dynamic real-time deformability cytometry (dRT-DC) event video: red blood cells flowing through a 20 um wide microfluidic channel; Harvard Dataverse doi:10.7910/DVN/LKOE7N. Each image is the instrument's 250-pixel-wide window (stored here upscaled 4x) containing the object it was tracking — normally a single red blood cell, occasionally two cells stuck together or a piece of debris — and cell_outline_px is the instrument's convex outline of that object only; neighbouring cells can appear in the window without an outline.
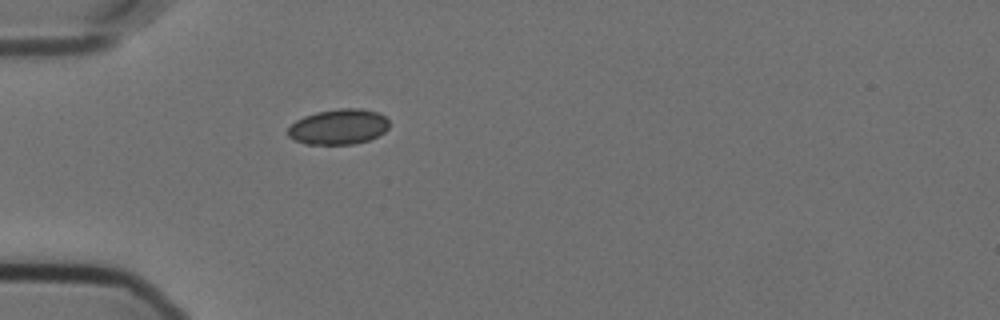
{"species": "Egyptian fruit bat (a non-hibernating species)", "species_latin": "Rousettus aegyptiacus", "temperature_condition": "cold", "stored_images_in_passage": 41, "camera_frame_rate_fps": 3000, "um_per_image_px": 0.085, "animal": {"sex": "female"}, "frame": {"image": 1, "passage_image": 1, "time_ms": 0.0, "image_size_px": [1000, 320], "cell_outline_px": [[388, 128], [384, 132], [368, 140], [352, 144], [304, 144], [292, 140], [288, 136], [288, 128], [296, 120], [304, 116], [316, 112], [340, 108], [360, 108], [376, 112], [384, 116], [388, 120]], "centroid_in_image_um": [28.74, 10.78], "position_along_channel_um": 56.3, "area_um2": 20.87}}
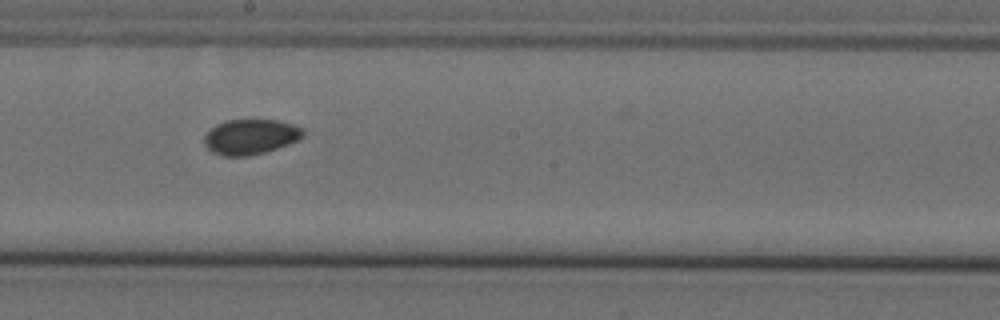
{"frame": {"image": 2, "passage_image": 16, "time_ms": 5.0, "image_size_px": [1000, 320], "cell_outline_px": [[304, 136], [300, 140], [264, 152], [248, 156], [224, 156], [212, 152], [204, 144], [204, 136], [216, 124], [228, 120], [276, 120], [292, 124], [304, 128]], "centroid_in_image_um": [21.31, 11.63], "position_along_channel_um": 226.9, "area_um2": 20.23}}
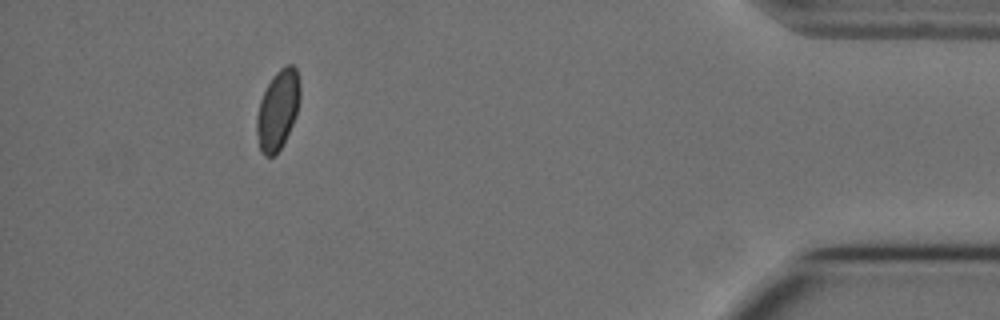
{"frame": {"image": 3, "passage_image": 36, "time_ms": 11.667, "image_size_px": [1000, 320], "cell_outline_px": [[300, 100], [296, 116], [280, 148], [272, 156], [264, 156], [260, 148], [256, 132], [256, 116], [260, 100], [272, 76], [280, 68], [288, 64], [292, 64], [296, 68], [300, 84]], "centroid_in_image_um": [23.61, 9.3], "position_along_channel_um": 411.6, "area_um2": 19.94}, "authors_computed_cell_mechanics": {"area_um2": 20.23, "velocity_mm_per_s": 3.5699, "shape_relaxation_time_tau1_ms": null, "shape_relaxation_time_tau2_ms": 6.0353, "deformation_change_tau1": null, "deformation_change_tau2": 0.0493}}